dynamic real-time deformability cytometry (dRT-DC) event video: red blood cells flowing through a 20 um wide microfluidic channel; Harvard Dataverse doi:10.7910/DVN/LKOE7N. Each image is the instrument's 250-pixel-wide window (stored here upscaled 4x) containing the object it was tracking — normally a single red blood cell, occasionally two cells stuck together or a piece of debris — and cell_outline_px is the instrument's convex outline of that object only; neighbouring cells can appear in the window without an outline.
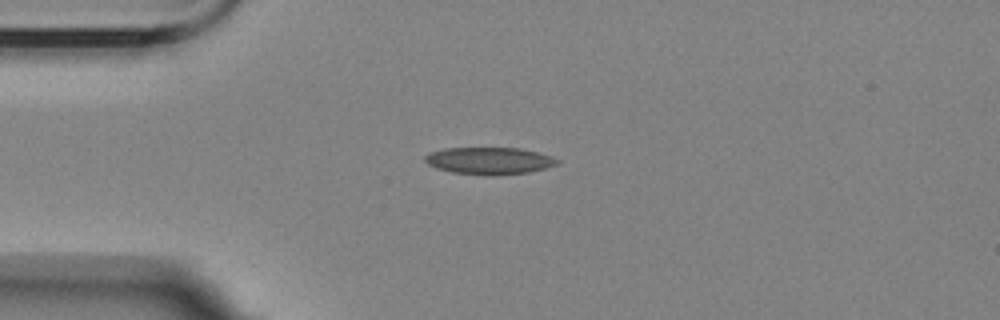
{"species": "Egyptian fruit bat (a non-hibernating species)", "species_latin": "Rousettus aegyptiacus", "temperature_condition": "room temperature", "stored_images_in_passage": 3, "camera_frame_rate_fps": 3000, "um_per_image_px": 0.085, "animal": {"sex": "female"}, "frame": {"image": 1, "passage_image": 1, "time_ms": 0.0, "image_size_px": [1000, 320], "cell_outline_px": [[560, 164], [528, 172], [492, 176], [488, 176], [452, 172], [436, 168], [428, 164], [424, 160], [424, 156], [432, 152], [444, 148], [520, 148], [552, 156], [560, 160]], "centroid_in_image_um": [41.6, 13.67], "position_along_channel_um": 43.4, "area_um2": 20.92}}
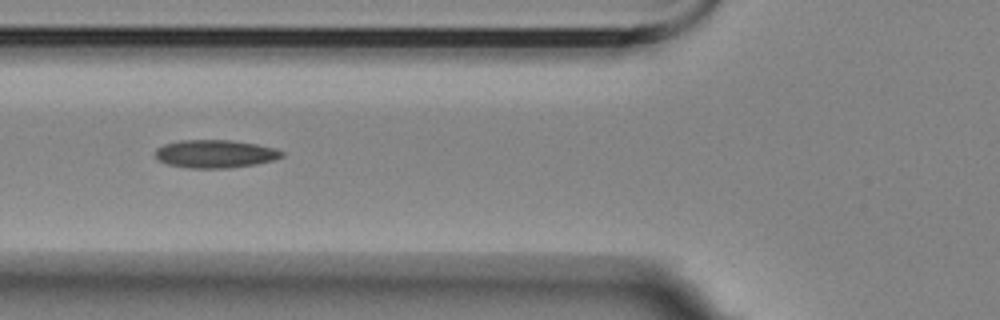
{"frame": {"image": 2, "passage_image": 3, "time_ms": 2.333, "image_size_px": [1000, 320], "cell_outline_px": [[284, 156], [272, 160], [256, 164], [228, 168], [192, 168], [168, 164], [156, 160], [156, 148], [164, 144], [180, 140], [232, 140], [256, 144], [272, 148], [284, 152]], "centroid_in_image_um": [18.26, 13.07], "position_along_channel_um": 107.5, "area_um2": 20.58}}